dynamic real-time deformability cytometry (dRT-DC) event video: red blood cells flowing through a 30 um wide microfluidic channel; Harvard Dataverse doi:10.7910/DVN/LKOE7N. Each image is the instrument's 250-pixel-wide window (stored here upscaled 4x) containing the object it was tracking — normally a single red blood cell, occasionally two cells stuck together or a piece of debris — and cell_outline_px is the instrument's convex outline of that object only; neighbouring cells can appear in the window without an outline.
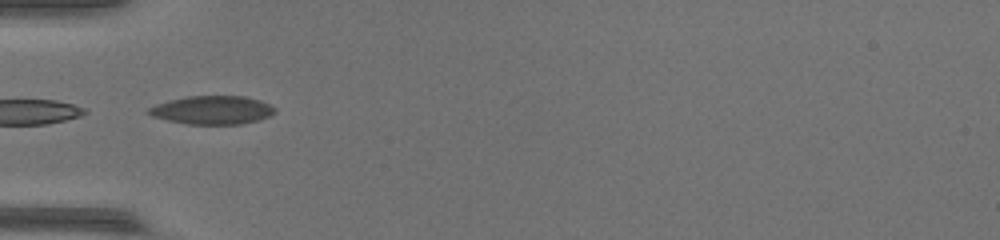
{"species": "common noctule bat (a hibernating species)", "species_latin": "Nyctalus noctula", "temperature_condition": "warm", "stored_images_in_passage": 35, "camera_frame_rate_fps": 3000, "um_per_image_px": 0.085, "animal": {"sex": "female", "body_mass_g": 17.0, "forearm_length_mm": 48.0}, "frame": {"image": 1, "passage_image": 1, "time_ms": 0.0, "image_size_px": [1000, 240], "cell_outline_px": [[276, 112], [272, 116], [260, 120], [240, 124], [188, 124], [168, 120], [152, 116], [144, 112], [148, 108], [156, 104], [168, 100], [188, 96], [244, 96], [260, 100], [276, 108]], "centroid_in_image_um": [18.06, 9.35], "position_along_channel_um": 66.9, "area_um2": 21.1}}
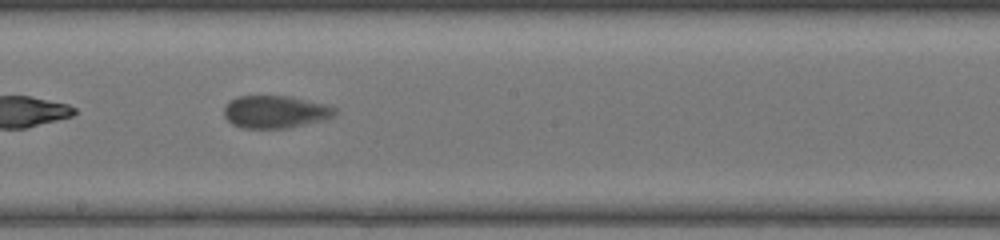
{"frame": {"image": 2, "passage_image": 13, "time_ms": 4.0, "image_size_px": [1000, 240], "cell_outline_px": [[336, 116], [324, 120], [288, 128], [240, 128], [232, 124], [224, 116], [224, 104], [228, 100], [236, 96], [292, 96], [328, 104], [336, 108]], "centroid_in_image_um": [23.4, 9.5], "position_along_channel_um": 224.8, "area_um2": 21.5}}
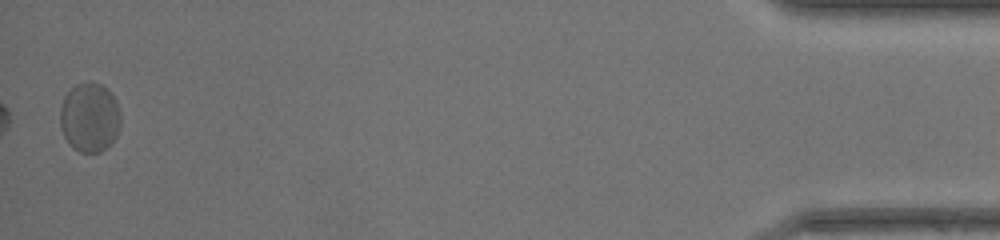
{"frame": {"image": 3, "passage_image": 35, "time_ms": 11.333, "image_size_px": [1000, 240], "cell_outline_px": [[120, 124], [116, 136], [112, 144], [100, 152], [80, 152], [72, 148], [68, 144], [64, 136], [60, 124], [60, 108], [64, 96], [76, 84], [88, 80], [92, 80], [108, 88], [112, 92], [116, 100], [120, 112]], "centroid_in_image_um": [7.63, 9.96], "position_along_channel_um": 427.6, "area_um2": 24.97}}